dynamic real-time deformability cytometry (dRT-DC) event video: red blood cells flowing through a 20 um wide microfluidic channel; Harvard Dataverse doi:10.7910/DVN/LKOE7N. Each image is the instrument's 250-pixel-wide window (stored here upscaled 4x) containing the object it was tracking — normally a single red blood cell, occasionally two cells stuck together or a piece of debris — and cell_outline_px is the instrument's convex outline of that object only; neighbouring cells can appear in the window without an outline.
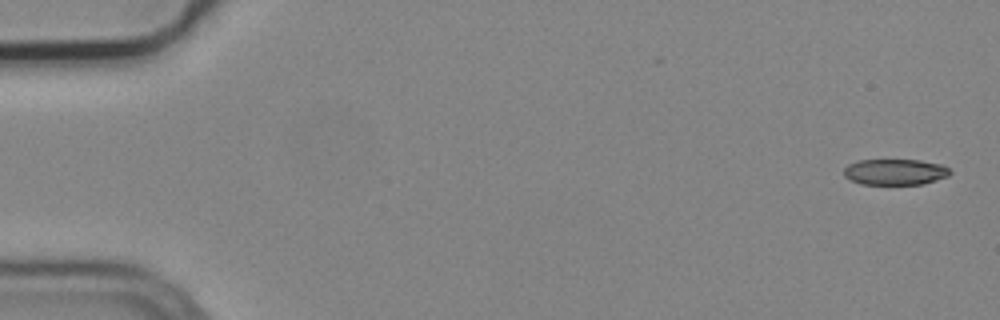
{"species": "common noctule bat (a hibernating species)", "species_latin": "Nyctalus noctula", "temperature_condition": "cold", "stored_images_in_passage": 6, "camera_frame_rate_fps": 3000, "um_per_image_px": 0.085, "animal": {"sex": "male", "body_mass_g": 19.2, "forearm_length_mm": 51.8}, "frame": {"image": 1, "passage_image": 1, "time_ms": 0.0, "image_size_px": [1000, 320], "cell_outline_px": [[952, 172], [948, 176], [924, 184], [860, 184], [844, 176], [844, 168], [848, 164], [856, 160], [920, 160], [940, 164], [948, 168]], "centroid_in_image_um": [76.07, 14.61], "position_along_channel_um": 8.9, "area_um2": 16.07}}
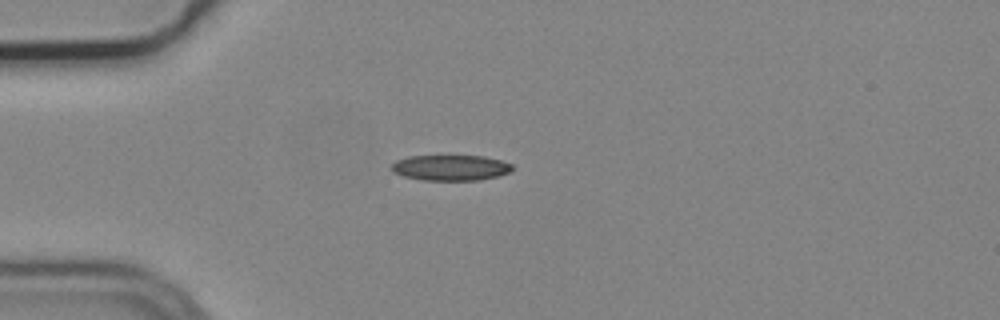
{"frame": {"image": 2, "passage_image": 4, "time_ms": 1.0, "image_size_px": [1000, 320], "cell_outline_px": [[512, 168], [508, 172], [500, 176], [480, 180], [424, 180], [404, 176], [392, 172], [388, 168], [396, 160], [408, 156], [484, 156], [500, 160], [512, 164]], "centroid_in_image_um": [38.27, 14.25], "position_along_channel_um": 46.7, "area_um2": 18.09}}
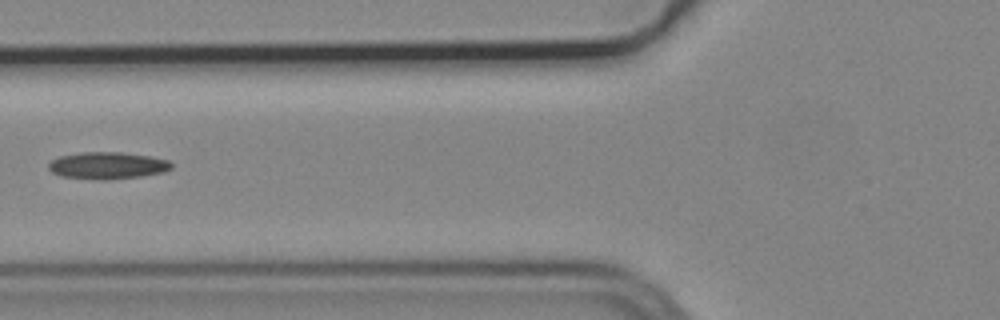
{"frame": {"image": 3, "passage_image": 6, "time_ms": 1.667, "image_size_px": [1000, 320], "cell_outline_px": [[172, 168], [164, 172], [140, 176], [108, 180], [100, 180], [60, 176], [52, 172], [48, 168], [48, 164], [52, 160], [60, 156], [80, 152], [120, 152], [148, 156], [168, 160], [172, 164]], "centroid_in_image_um": [9.12, 14.07], "position_along_channel_um": 116.7, "area_um2": 19.31}}